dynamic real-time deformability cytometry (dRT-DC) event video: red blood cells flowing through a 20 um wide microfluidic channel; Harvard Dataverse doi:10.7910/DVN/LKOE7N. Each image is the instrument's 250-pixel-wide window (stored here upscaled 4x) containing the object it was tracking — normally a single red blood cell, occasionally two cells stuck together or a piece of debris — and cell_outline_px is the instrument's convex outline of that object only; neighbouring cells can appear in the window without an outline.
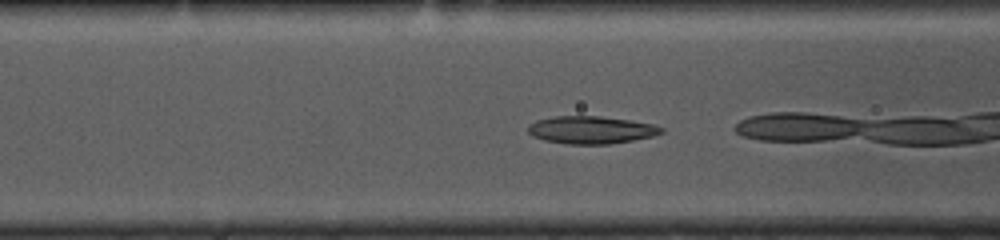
{"species": "common noctule bat (a hibernating species)", "species_latin": "Nyctalus noctula", "temperature_condition": "cold", "stored_images_in_passage": 21, "camera_frame_rate_fps": 3000, "um_per_image_px": 0.085, "animal": {"sex": "female", "body_mass_g": 10.0, "forearm_length_mm": 53.1}, "frame": {"image": 1, "passage_image": 16, "time_ms": 5.0, "image_size_px": [1000, 240], "cell_outline_px": [[664, 132], [652, 136], [632, 140], [608, 144], [568, 144], [544, 140], [532, 136], [528, 132], [528, 124], [536, 120], [552, 116], [600, 116], [656, 124], [664, 128]], "centroid_in_image_um": [50.23, 11.03], "position_along_channel_um": 116.4, "area_um2": 21.5}}
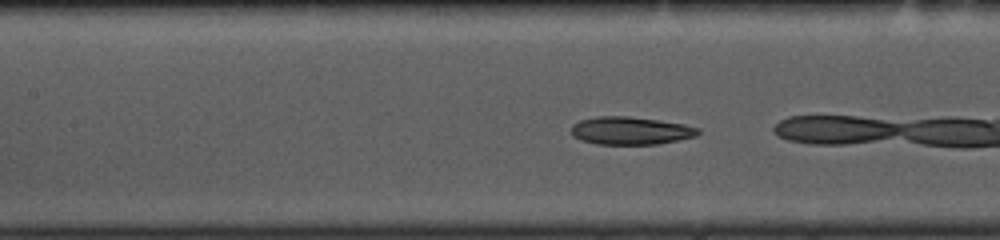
{"frame": {"image": 2, "passage_image": 19, "time_ms": 6.0, "image_size_px": [1000, 240], "cell_outline_px": [[700, 132], [696, 136], [656, 144], [596, 144], [580, 140], [572, 136], [572, 124], [580, 120], [596, 116], [628, 116], [684, 124], [700, 128]], "centroid_in_image_um": [53.57, 11.1], "position_along_channel_um": 153.8, "area_um2": 20.52}}